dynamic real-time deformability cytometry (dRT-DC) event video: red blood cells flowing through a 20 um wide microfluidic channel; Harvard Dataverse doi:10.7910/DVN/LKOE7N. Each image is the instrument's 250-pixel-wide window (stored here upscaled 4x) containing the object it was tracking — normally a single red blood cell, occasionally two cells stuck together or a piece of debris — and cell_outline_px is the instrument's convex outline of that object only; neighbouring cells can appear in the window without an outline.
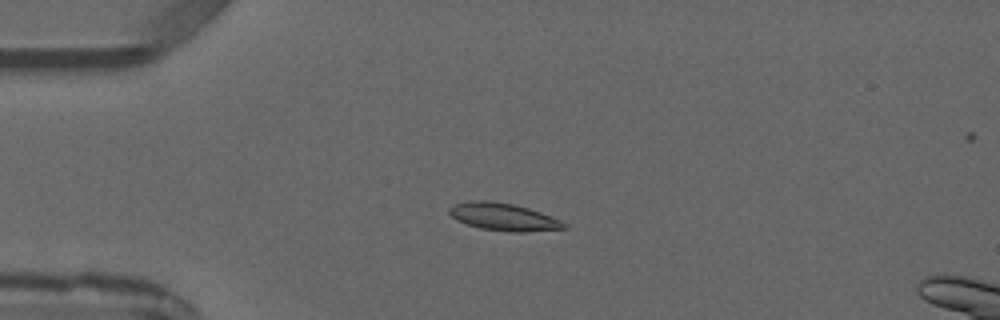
{"species": "common noctule bat (a hibernating species)", "species_latin": "Nyctalus noctula", "temperature_condition": "warm", "stored_images_in_passage": 5, "camera_frame_rate_fps": 3000, "um_per_image_px": 0.085, "animal": {"sex": "male", "forearm_length_mm": 52.5}, "frame": {"image": 1, "passage_image": 4, "time_ms": 3.667, "image_size_px": [1000, 320], "cell_outline_px": [[568, 228], [524, 232], [508, 232], [480, 228], [456, 220], [448, 212], [448, 208], [456, 204], [472, 200], [488, 200], [512, 204], [528, 208], [540, 212], [560, 220], [568, 224]], "centroid_in_image_um": [42.8, 18.44], "position_along_channel_um": 42.2, "area_um2": 18.32}}